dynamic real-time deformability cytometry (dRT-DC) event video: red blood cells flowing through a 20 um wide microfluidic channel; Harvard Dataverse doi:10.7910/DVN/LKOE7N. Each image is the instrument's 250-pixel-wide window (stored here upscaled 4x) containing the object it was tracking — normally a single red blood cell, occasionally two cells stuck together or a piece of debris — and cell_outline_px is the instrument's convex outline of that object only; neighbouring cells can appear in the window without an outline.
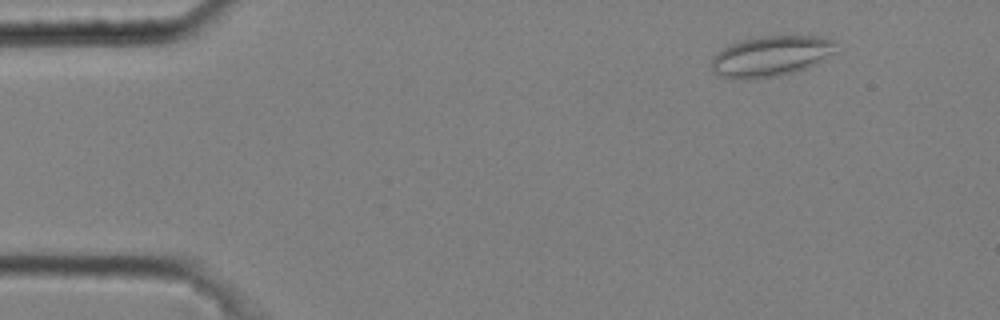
{"species": "common noctule bat (a hibernating species)", "species_latin": "Nyctalus noctula", "temperature_condition": "cold", "stored_images_in_passage": 4, "camera_frame_rate_fps": 3000, "um_per_image_px": 0.085, "animal": {"sex": "male", "body_mass_g": 20.4}, "frame": {"image": 1, "passage_image": 2, "time_ms": 0.333, "image_size_px": [1000, 320], "cell_outline_px": [[836, 52], [816, 64], [808, 68], [780, 76], [748, 80], [728, 80], [720, 76], [712, 68], [712, 56], [716, 52], [740, 40], [760, 36], [796, 32], [820, 36], [836, 40]], "centroid_in_image_um": [65.58, 4.74], "position_along_channel_um": 19.4, "area_um2": 30.87}}